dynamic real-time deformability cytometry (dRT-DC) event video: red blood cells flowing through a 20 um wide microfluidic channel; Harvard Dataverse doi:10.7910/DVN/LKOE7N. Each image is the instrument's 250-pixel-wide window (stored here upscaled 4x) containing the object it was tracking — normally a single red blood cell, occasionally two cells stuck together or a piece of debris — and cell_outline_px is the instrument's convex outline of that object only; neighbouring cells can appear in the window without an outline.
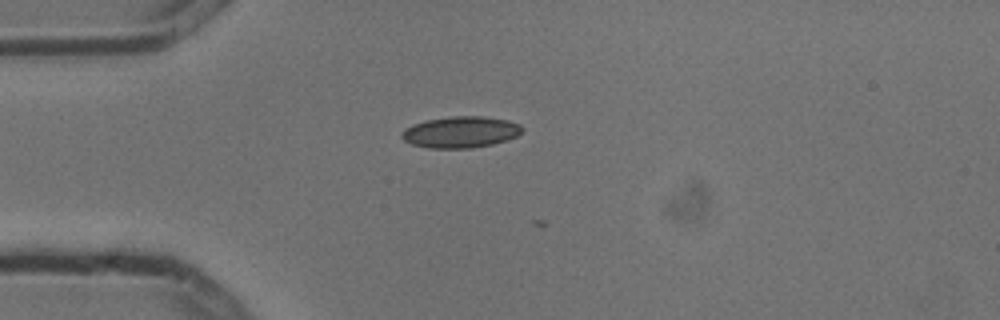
{"species": "common noctule bat (a hibernating species)", "species_latin": "Nyctalus noctula", "temperature_condition": "cold", "stored_images_in_passage": 2, "camera_frame_rate_fps": 3000, "um_per_image_px": 0.085, "animal": {"sex": "male", "body_mass_g": 13.3}, "frame": {"image": 1, "passage_image": 1, "time_ms": 0.0, "image_size_px": [1000, 320], "cell_outline_px": [[524, 128], [516, 136], [492, 144], [472, 148], [428, 148], [412, 144], [404, 140], [400, 136], [412, 124], [428, 120], [452, 116], [484, 116], [508, 120], [520, 124]], "centroid_in_image_um": [39.17, 11.22], "position_along_channel_um": 45.8, "area_um2": 21.79}}